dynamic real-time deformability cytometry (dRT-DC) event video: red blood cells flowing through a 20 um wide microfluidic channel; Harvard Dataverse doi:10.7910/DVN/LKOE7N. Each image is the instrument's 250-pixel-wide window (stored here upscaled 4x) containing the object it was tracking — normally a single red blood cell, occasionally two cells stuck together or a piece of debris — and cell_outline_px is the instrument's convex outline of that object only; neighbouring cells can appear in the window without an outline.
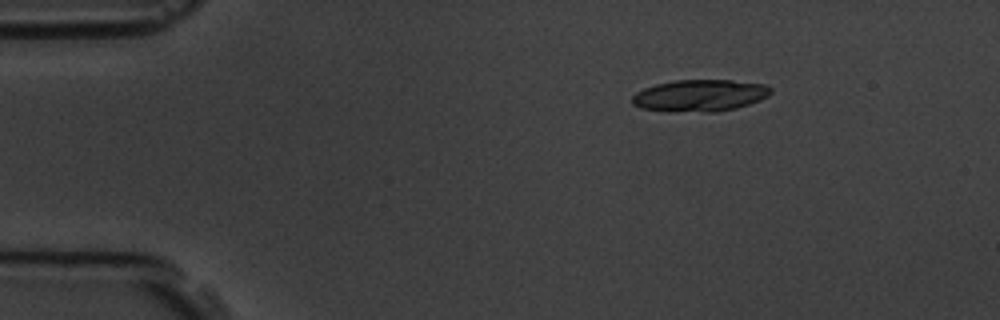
{"species": "common noctule bat (a hibernating species)", "species_latin": "Nyctalus noctula", "temperature_condition": "room temperature", "stored_images_in_passage": 5, "segment_of_instrument_passage": [1, 2], "camera_frame_rate_fps": 3000, "um_per_image_px": 0.085, "animal": {"sex": "male", "body_mass_g": 19.5, "forearm_length_mm": 54.6}, "frame": {"image": 1, "passage_image": 2, "time_ms": 2.0, "image_size_px": [1000, 320], "cell_outline_px": [[772, 92], [768, 96], [760, 100], [736, 108], [716, 112], [668, 112], [640, 108], [632, 104], [632, 96], [636, 92], [644, 88], [656, 84], [676, 80], [732, 80], [764, 84], [772, 88]], "centroid_in_image_um": [59.47, 8.13], "position_along_channel_um": 25.5, "area_um2": 26.01}}